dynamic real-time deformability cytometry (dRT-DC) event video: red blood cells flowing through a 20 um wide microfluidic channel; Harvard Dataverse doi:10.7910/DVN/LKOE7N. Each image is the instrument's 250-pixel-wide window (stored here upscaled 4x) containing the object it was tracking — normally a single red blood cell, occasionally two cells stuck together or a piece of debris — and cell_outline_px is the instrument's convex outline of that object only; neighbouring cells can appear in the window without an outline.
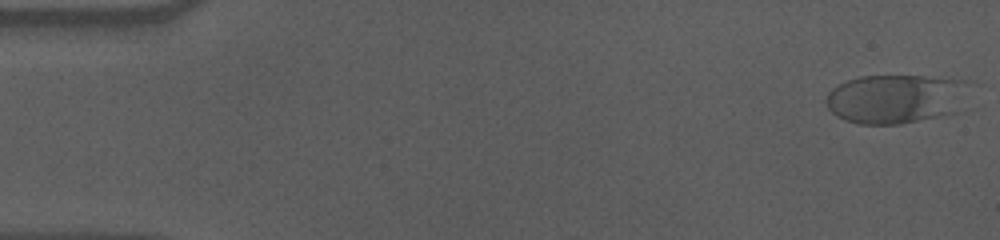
{"species": "human", "species_latin": "Homo sapiens", "temperature_condition": "cold", "stored_images_in_passage": 57, "camera_frame_rate_fps": 3000, "um_per_image_px": 0.085, "donor": {"sex": "male"}, "frame": {"image": 1, "passage_image": 1, "time_ms": 0.0, "image_size_px": [1000, 240], "cell_outline_px": [[980, 84], [956, 112], [900, 124], [860, 124], [844, 120], [836, 116], [828, 108], [824, 100], [828, 92], [832, 88], [848, 80], [860, 76], [924, 76], [972, 80]], "centroid_in_image_um": [76.29, 8.37], "position_along_channel_um": 8.7, "area_um2": 42.19}}
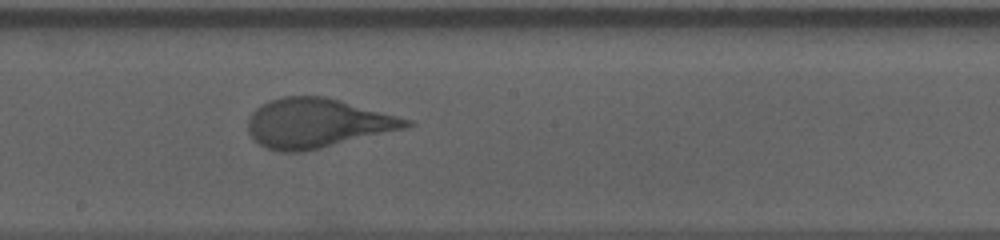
{"frame": {"image": 2, "passage_image": 31, "time_ms": 10.0, "image_size_px": [1000, 240], "cell_outline_px": [[416, 124], [404, 128], [320, 148], [300, 152], [280, 152], [268, 148], [260, 144], [248, 132], [248, 120], [252, 112], [260, 104], [268, 100], [284, 96], [324, 96], [340, 100], [412, 120]], "centroid_in_image_um": [26.92, 10.45], "position_along_channel_um": 221.3, "area_um2": 45.08}}
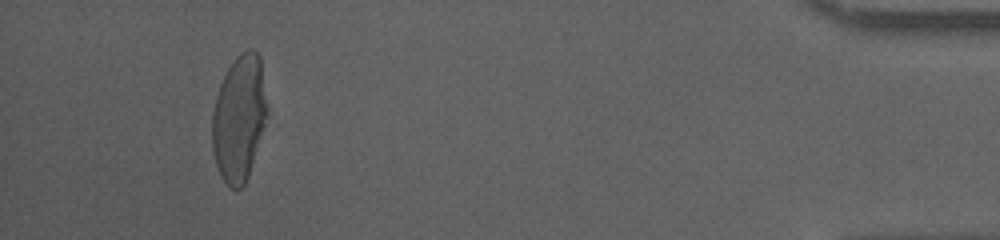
{"frame": {"image": 3, "passage_image": 53, "time_ms": 17.333, "image_size_px": [1000, 240], "cell_outline_px": [[268, 112], [248, 176], [244, 184], [240, 188], [228, 188], [220, 176], [216, 164], [212, 148], [212, 112], [216, 96], [220, 84], [228, 68], [236, 56], [248, 48], [252, 48], [260, 56], [268, 108]], "centroid_in_image_um": [20.32, 10.03], "position_along_channel_um": 414.9, "area_um2": 40.4}, "authors_computed_cell_mechanics": {"area_um2": 43.5234, "velocity_mm_per_s": 3.5495, "shape_relaxation_time_tau1_ms": 4.972, "shape_relaxation_time_tau2_ms": null, "deformation_change_tau1": 0.1999, "deformation_change_tau2": null}}